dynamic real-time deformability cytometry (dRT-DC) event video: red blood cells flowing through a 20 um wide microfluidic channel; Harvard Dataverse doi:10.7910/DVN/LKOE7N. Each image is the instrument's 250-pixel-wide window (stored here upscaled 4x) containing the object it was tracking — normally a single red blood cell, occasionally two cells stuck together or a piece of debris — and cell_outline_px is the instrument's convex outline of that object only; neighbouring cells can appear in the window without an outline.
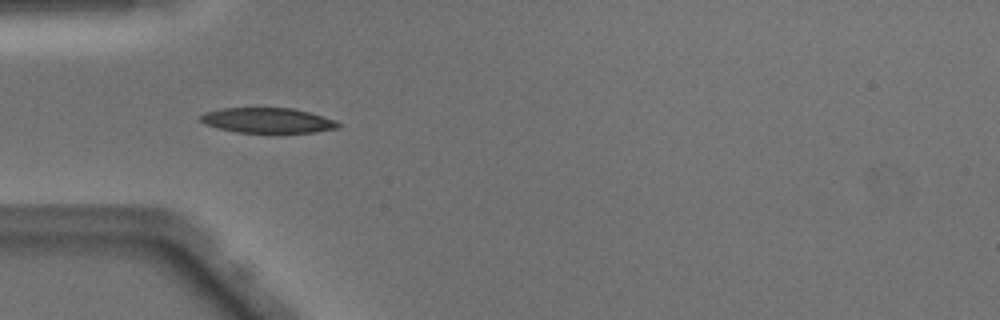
{"species": "Egyptian fruit bat (a non-hibernating species)", "species_latin": "Rousettus aegyptiacus", "temperature_condition": "warm", "stored_images_in_passage": 35, "camera_frame_rate_fps": 3000, "um_per_image_px": 0.085, "animal": {"sex": "male"}, "frame": {"image": 1, "passage_image": 1, "time_ms": 0.0, "image_size_px": [1000, 320], "cell_outline_px": [[340, 128], [316, 132], [236, 132], [216, 128], [204, 124], [200, 120], [200, 116], [204, 112], [220, 108], [292, 108], [308, 112], [336, 120], [340, 124]], "centroid_in_image_um": [22.72, 10.23], "position_along_channel_um": 62.3, "area_um2": 20.17}}
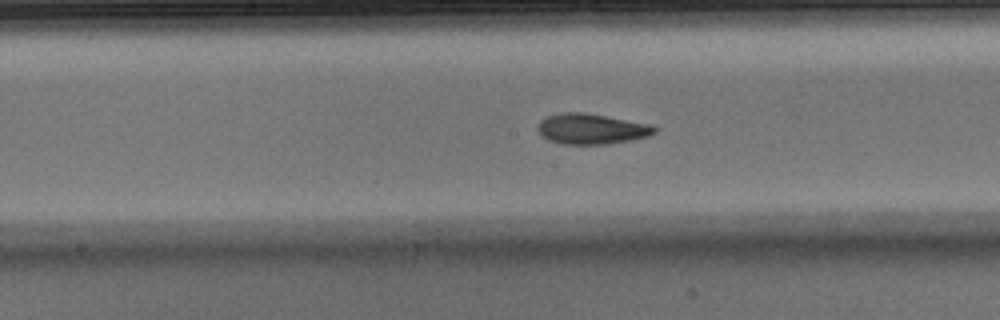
{"frame": {"image": 2, "passage_image": 11, "time_ms": 3.333, "image_size_px": [1000, 320], "cell_outline_px": [[656, 132], [648, 136], [632, 140], [608, 144], [564, 144], [548, 140], [536, 128], [540, 120], [548, 116], [560, 112], [584, 112], [648, 124], [656, 128]], "centroid_in_image_um": [50.25, 10.96], "position_along_channel_um": 198.0, "area_um2": 20.58}}
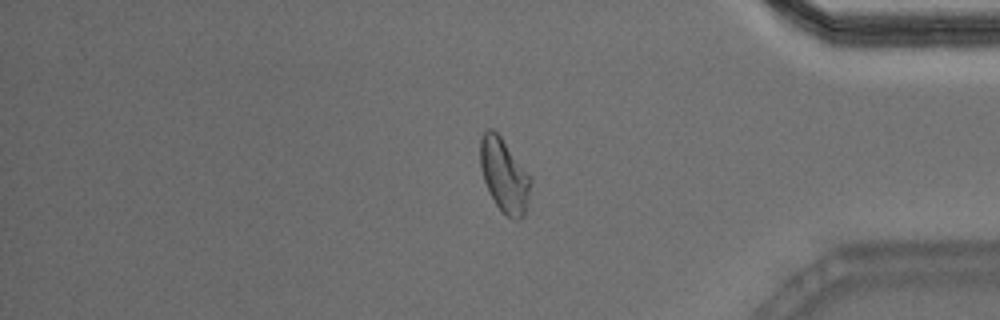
{"frame": {"image": 3, "passage_image": 27, "time_ms": 8.667, "image_size_px": [1000, 320], "cell_outline_px": [[532, 180], [524, 216], [520, 220], [516, 220], [508, 216], [496, 204], [484, 180], [480, 168], [480, 140], [484, 132], [488, 128], [492, 128], [500, 136], [532, 176]], "centroid_in_image_um": [42.88, 14.88], "position_along_channel_um": 392.3, "area_um2": 21.5}, "authors_computed_cell_mechanics": {"area_um2": 20.7502, "velocity_mm_per_s": 4.0876, "shape_relaxation_time_tau1_ms": 7.6217, "shape_relaxation_time_tau2_ms": 2.4295, "deformation_change_tau1": 0.2205, "deformation_change_tau2": 0.0931}}